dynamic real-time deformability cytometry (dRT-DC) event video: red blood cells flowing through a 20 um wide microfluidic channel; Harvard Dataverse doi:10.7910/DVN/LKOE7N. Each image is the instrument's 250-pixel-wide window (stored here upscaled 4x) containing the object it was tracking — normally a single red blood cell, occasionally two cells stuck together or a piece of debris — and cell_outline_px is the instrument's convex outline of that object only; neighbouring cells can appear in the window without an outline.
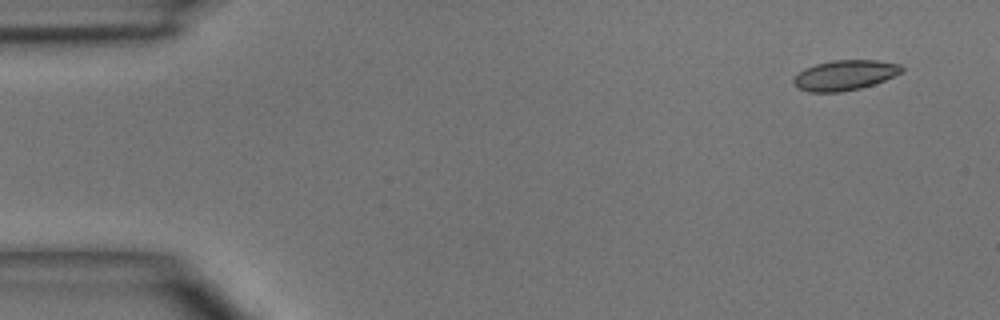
{"species": "common noctule bat (a hibernating species)", "species_latin": "Nyctalus noctula", "temperature_condition": "room temperature", "stored_images_in_passage": 4, "segment_of_instrument_passage": [2, 2], "camera_frame_rate_fps": 3000, "um_per_image_px": 0.085, "animal": {"sex": "male", "body_mass_g": 15.6}, "frame": {"image": 1, "passage_image": 4, "time_ms": 3.333, "image_size_px": [1000, 320], "cell_outline_px": [[904, 72], [884, 80], [860, 88], [840, 92], [808, 92], [800, 88], [792, 80], [804, 68], [816, 64], [832, 60], [876, 60], [900, 64], [904, 68]], "centroid_in_image_um": [71.84, 6.38], "position_along_channel_um": 13.2, "area_um2": 18.84}}